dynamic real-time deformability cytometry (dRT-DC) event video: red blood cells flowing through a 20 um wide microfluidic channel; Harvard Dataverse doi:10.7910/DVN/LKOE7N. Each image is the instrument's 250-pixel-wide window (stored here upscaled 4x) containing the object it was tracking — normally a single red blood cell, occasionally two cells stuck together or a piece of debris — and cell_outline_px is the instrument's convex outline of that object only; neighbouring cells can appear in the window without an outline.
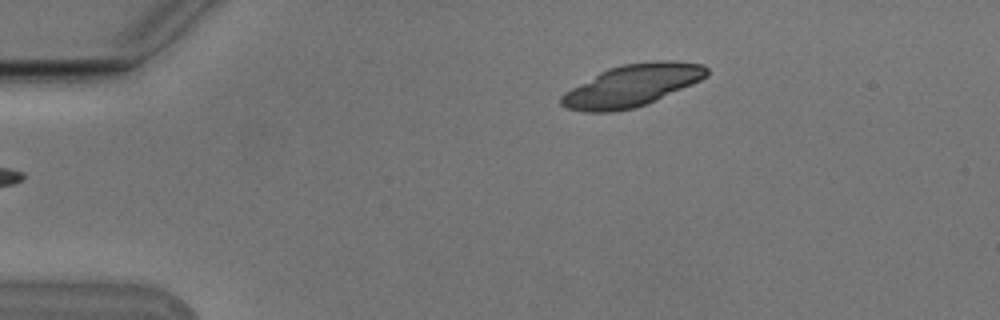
{"species": "Egyptian fruit bat (a non-hibernating species)", "species_latin": "Rousettus aegyptiacus", "temperature_condition": "cold", "stored_images_in_passage": 2, "camera_frame_rate_fps": 3000, "um_per_image_px": 0.085, "animal": {"sex": "male"}, "frame": {"image": 1, "passage_image": 2, "time_ms": 0.333, "image_size_px": [1000, 320], "cell_outline_px": [[708, 76], [692, 84], [644, 104], [632, 108], [612, 112], [584, 112], [568, 108], [560, 104], [560, 96], [564, 92], [600, 72], [608, 68], [620, 64], [656, 60], [676, 60], [704, 64], [708, 68]], "centroid_in_image_um": [53.72, 7.24], "position_along_channel_um": 31.3, "area_um2": 35.37}}